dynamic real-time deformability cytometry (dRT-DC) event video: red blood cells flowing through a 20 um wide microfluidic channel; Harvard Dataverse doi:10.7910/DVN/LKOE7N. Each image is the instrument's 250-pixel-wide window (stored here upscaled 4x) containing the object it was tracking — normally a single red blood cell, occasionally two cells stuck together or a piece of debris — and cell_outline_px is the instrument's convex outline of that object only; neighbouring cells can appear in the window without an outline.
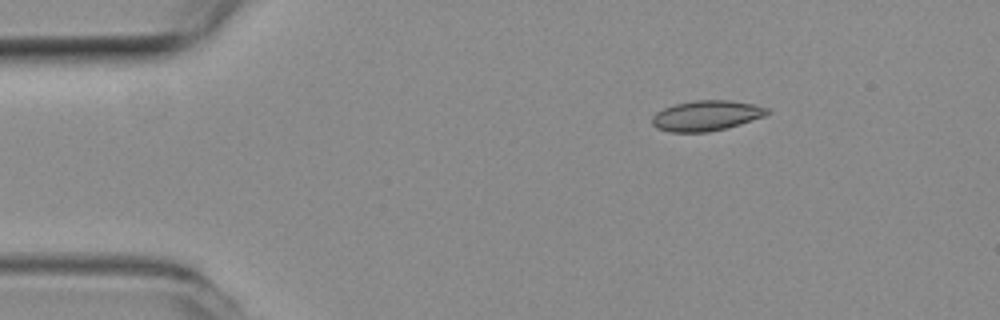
{"species": "common noctule bat (a hibernating species)", "species_latin": "Nyctalus noctula", "temperature_condition": "room temperature", "stored_images_in_passage": 47, "camera_frame_rate_fps": 3000, "um_per_image_px": 0.085, "animal": {"sex": "female", "body_mass_g": 19.3, "forearm_length_mm": 54.1}, "frame": {"image": 1, "passage_image": 1, "time_ms": 0.0, "image_size_px": [1000, 320], "cell_outline_px": [[768, 112], [764, 116], [740, 124], [708, 132], [668, 132], [656, 128], [652, 124], [652, 116], [656, 112], [664, 108], [676, 104], [692, 100], [732, 100], [752, 104], [768, 108]], "centroid_in_image_um": [59.99, 9.83], "position_along_channel_um": 25.0, "area_um2": 20.23}}
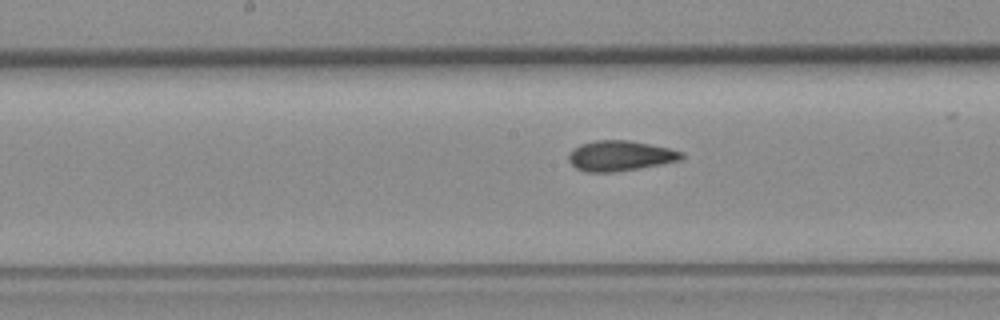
{"frame": {"image": 2, "passage_image": 20, "time_ms": 6.333, "image_size_px": [1000, 320], "cell_outline_px": [[684, 156], [680, 160], [640, 168], [616, 172], [584, 172], [576, 168], [568, 160], [568, 152], [572, 148], [580, 144], [596, 140], [628, 140], [668, 148], [684, 152]], "centroid_in_image_um": [52.66, 13.24], "position_along_channel_um": 195.5, "area_um2": 20.0}}
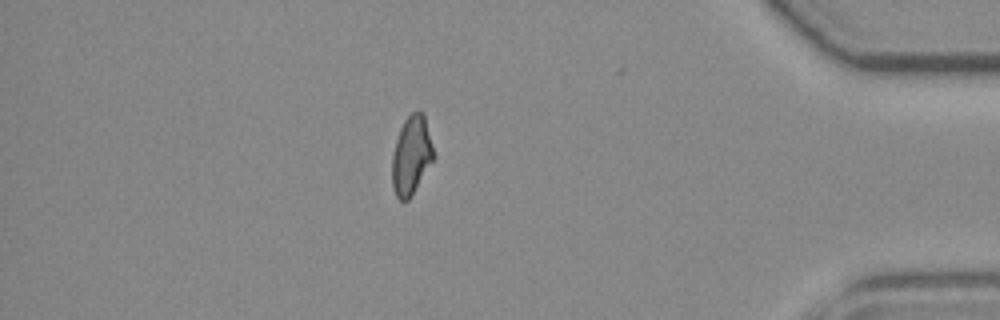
{"frame": {"image": 3, "passage_image": 40, "time_ms": 13.0, "image_size_px": [1000, 320], "cell_outline_px": [[432, 160], [408, 200], [404, 204], [396, 196], [392, 184], [392, 156], [396, 140], [400, 128], [404, 120], [412, 112], [424, 112], [432, 144]], "centroid_in_image_um": [34.93, 13.2], "position_along_channel_um": 400.3, "area_um2": 18.55}}